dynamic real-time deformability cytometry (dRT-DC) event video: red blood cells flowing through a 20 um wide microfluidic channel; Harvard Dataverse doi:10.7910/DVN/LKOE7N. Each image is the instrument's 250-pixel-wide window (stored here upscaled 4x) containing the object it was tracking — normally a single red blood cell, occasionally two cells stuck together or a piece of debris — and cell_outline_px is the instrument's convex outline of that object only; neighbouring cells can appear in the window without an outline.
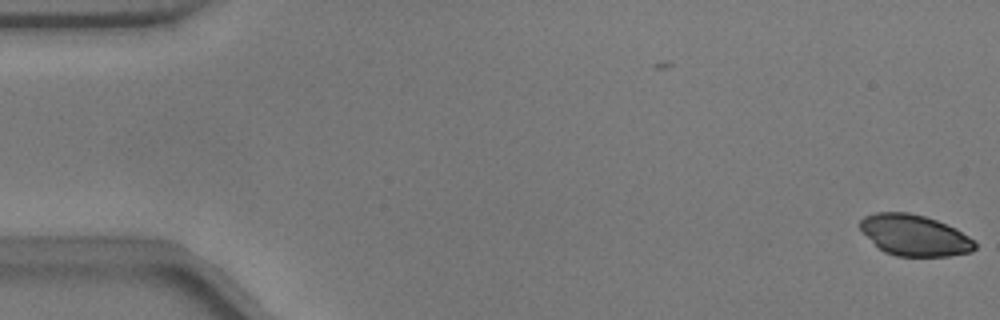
{"species": "common noctule bat (a hibernating species)", "species_latin": "Nyctalus noctula", "temperature_condition": "warm", "stored_images_in_passage": 4, "camera_frame_rate_fps": 3000, "um_per_image_px": 0.085, "animal": {"sex": "male", "body_mass_g": 17.9}, "frame": {"image": 1, "passage_image": 4, "time_ms": 1.0, "image_size_px": [1000, 320], "cell_outline_px": [[976, 248], [972, 252], [948, 256], [896, 256], [884, 252], [860, 228], [860, 220], [864, 216], [876, 212], [908, 212], [924, 216], [936, 220], [956, 228], [968, 236], [976, 244]], "centroid_in_image_um": [77.76, 19.99], "position_along_channel_um": 7.2, "area_um2": 27.22}}